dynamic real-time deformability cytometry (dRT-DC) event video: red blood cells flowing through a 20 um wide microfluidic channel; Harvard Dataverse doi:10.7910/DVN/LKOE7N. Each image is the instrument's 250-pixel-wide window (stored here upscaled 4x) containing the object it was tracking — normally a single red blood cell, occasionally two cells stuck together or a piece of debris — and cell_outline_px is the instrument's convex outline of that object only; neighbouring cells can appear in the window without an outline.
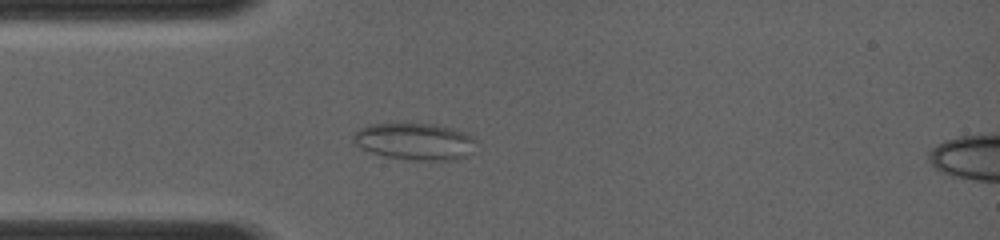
{"species": "common noctule bat (a hibernating species)", "species_latin": "Nyctalus noctula", "temperature_condition": "room temperature", "stored_images_in_passage": 19, "camera_frame_rate_fps": 4000, "um_per_image_px": 0.085, "animal": {"sex": "female", "body_mass_g": 19.0, "forearm_length_mm": 56.7}, "frame": {"image": 1, "passage_image": 9, "time_ms": 3.5, "image_size_px": [1000, 240], "cell_outline_px": [[476, 140], [468, 156], [456, 160], [416, 160], [384, 156], [360, 148], [352, 140], [352, 136], [360, 128], [368, 124], [432, 124], [452, 128], [468, 132]], "centroid_in_image_um": [35.27, 12.02], "position_along_channel_um": 49.7, "area_um2": 26.36}}
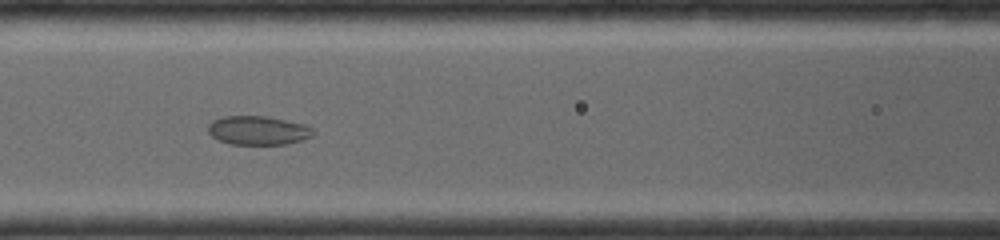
{"frame": {"image": 2, "passage_image": 15, "time_ms": 5.75, "image_size_px": [1000, 240], "cell_outline_px": [[316, 132], [312, 136], [288, 144], [232, 144], [220, 140], [212, 136], [208, 132], [208, 124], [212, 120], [224, 116], [268, 116], [304, 124], [312, 128]], "centroid_in_image_um": [21.94, 11.07], "position_along_channel_um": 144.7, "area_um2": 17.69}}
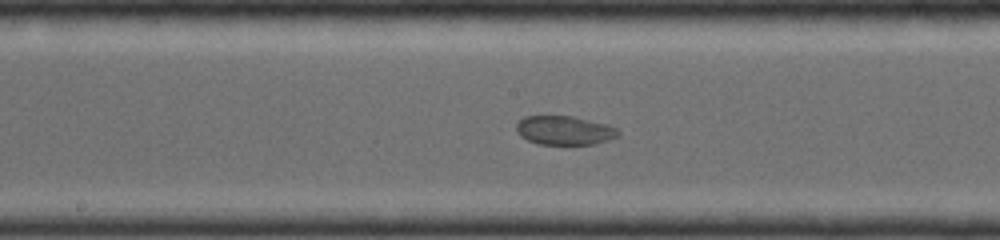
{"frame": {"image": 3, "passage_image": 18, "time_ms": 7.0, "image_size_px": [1000, 240], "cell_outline_px": [[620, 136], [608, 140], [592, 144], [536, 144], [520, 136], [516, 128], [516, 124], [524, 116], [572, 116], [608, 124], [616, 128], [620, 132]], "centroid_in_image_um": [47.99, 11.08], "position_along_channel_um": 200.2, "area_um2": 17.22}}